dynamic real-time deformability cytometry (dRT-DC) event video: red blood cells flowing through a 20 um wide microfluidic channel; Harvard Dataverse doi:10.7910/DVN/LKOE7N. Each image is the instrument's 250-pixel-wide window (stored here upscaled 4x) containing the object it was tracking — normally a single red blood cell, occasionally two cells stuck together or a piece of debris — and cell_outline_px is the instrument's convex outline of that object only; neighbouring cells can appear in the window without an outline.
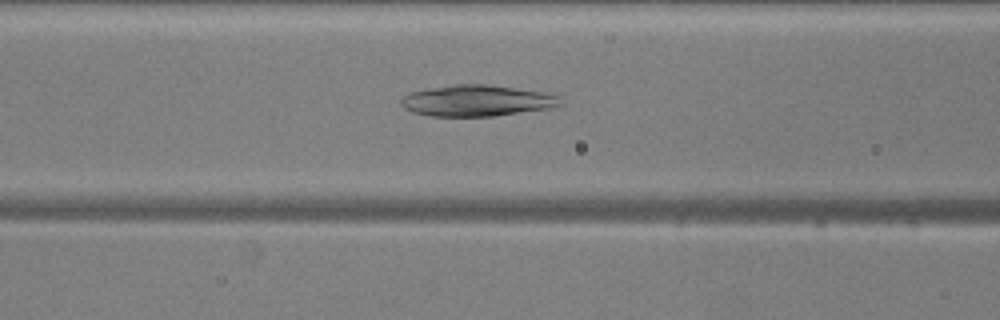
{"species": "common noctule bat (a hibernating species)", "species_latin": "Nyctalus noctula", "temperature_condition": "warm", "stored_images_in_passage": 51, "camera_frame_rate_fps": 3000, "um_per_image_px": 0.085, "animal": {"sex": "male", "body_mass_g": 20.5, "forearm_length_mm": 52.5}, "frame": {"image": 1, "passage_image": 20, "time_ms": 6.333, "image_size_px": [1000, 320], "cell_outline_px": [[560, 104], [548, 108], [496, 116], [432, 116], [412, 112], [404, 108], [400, 104], [400, 100], [404, 96], [412, 92], [432, 88], [456, 84], [488, 84], [540, 92], [556, 96]], "centroid_in_image_um": [40.45, 8.56], "position_along_channel_um": 126.1, "area_um2": 28.38}}
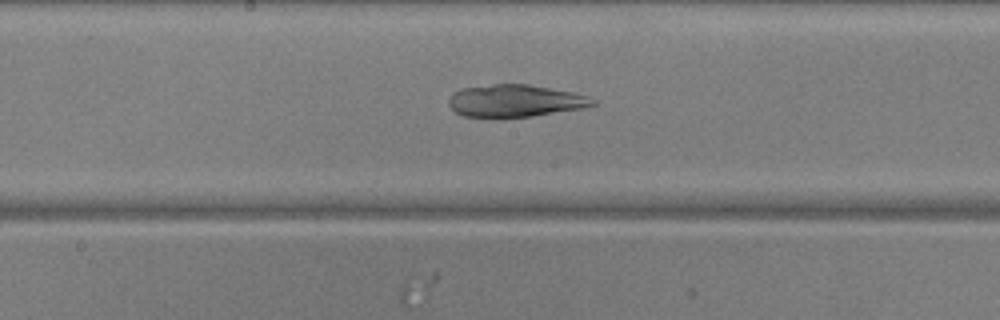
{"frame": {"image": 2, "passage_image": 26, "time_ms": 8.333, "image_size_px": [1000, 320], "cell_outline_px": [[596, 104], [584, 108], [532, 116], [500, 120], [464, 116], [456, 112], [448, 104], [448, 100], [452, 92], [460, 88], [492, 84], [528, 84], [572, 92], [588, 96], [596, 100]], "centroid_in_image_um": [43.74, 8.6], "position_along_channel_um": 204.5, "area_um2": 27.86}}
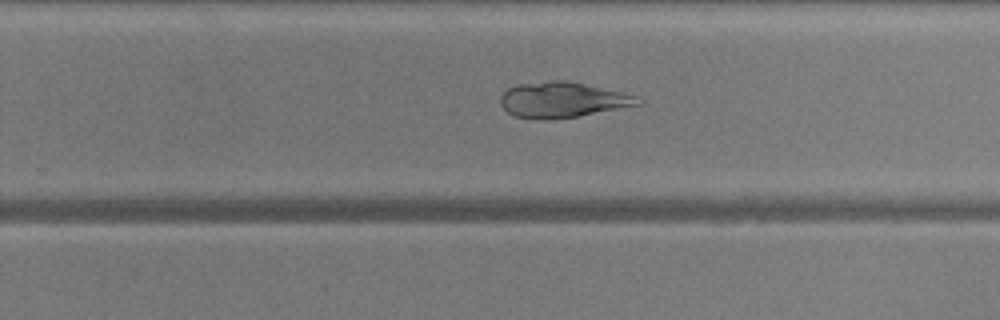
{"frame": {"image": 3, "passage_image": 32, "time_ms": 10.333, "image_size_px": [1000, 320], "cell_outline_px": [[644, 104], [576, 116], [544, 120], [532, 120], [512, 116], [500, 104], [500, 96], [508, 88], [516, 84], [548, 80], [568, 80], [624, 92], [644, 100]], "centroid_in_image_um": [47.79, 8.48], "position_along_channel_um": 282.0, "area_um2": 28.84}}